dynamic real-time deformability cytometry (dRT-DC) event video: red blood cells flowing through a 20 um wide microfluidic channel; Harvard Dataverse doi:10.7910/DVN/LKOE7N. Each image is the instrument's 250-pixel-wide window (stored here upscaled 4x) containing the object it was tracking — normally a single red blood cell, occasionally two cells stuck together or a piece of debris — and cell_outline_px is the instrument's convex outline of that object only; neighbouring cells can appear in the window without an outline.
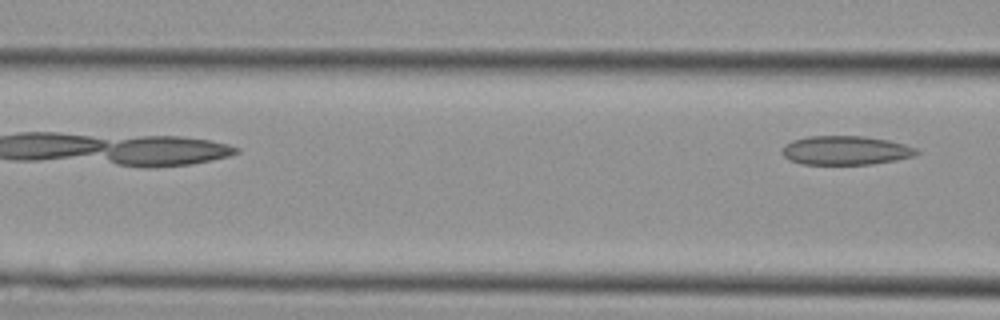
{"species": "Egyptian fruit bat (a non-hibernating species)", "species_latin": "Rousettus aegyptiacus", "temperature_condition": "cold", "stored_images_in_passage": 15, "camera_frame_rate_fps": 3000, "um_per_image_px": 0.085, "animal": {"sex": "female"}, "frame": {"image": 1, "passage_image": 15, "time_ms": 4.667, "image_size_px": [1000, 320], "cell_outline_px": [[920, 152], [912, 156], [896, 160], [872, 164], [800, 164], [788, 160], [780, 152], [784, 144], [792, 140], [808, 136], [864, 136], [888, 140], [904, 144], [916, 148]], "centroid_in_image_um": [71.83, 12.78], "position_along_channel_um": 94.8, "area_um2": 22.83}}